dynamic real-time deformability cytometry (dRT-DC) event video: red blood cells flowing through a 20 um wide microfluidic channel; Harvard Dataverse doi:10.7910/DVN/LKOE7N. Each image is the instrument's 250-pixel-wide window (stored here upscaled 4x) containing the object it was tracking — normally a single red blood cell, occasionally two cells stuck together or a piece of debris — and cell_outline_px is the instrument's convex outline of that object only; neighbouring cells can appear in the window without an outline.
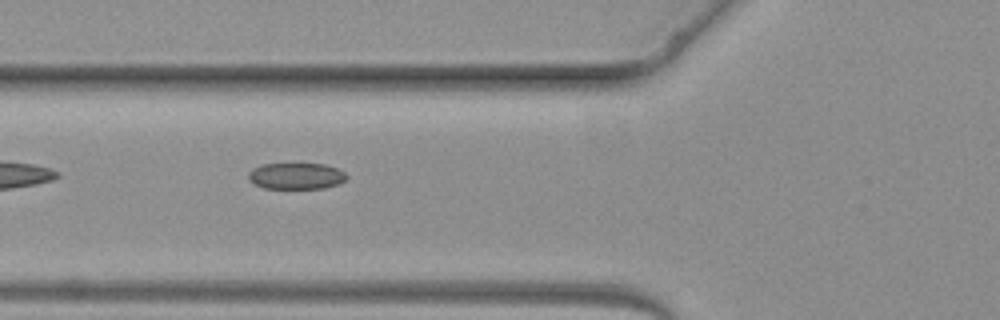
{"species": "common noctule bat (a hibernating species)", "species_latin": "Nyctalus noctula", "temperature_condition": "warm", "stored_images_in_passage": 3, "camera_frame_rate_fps": 3000, "um_per_image_px": 0.085, "animal": {"sex": "female", "body_mass_g": 19.3, "forearm_length_mm": 54.1}, "frame": {"image": 1, "passage_image": 3, "time_ms": 3.333, "image_size_px": [1000, 320], "cell_outline_px": [[348, 176], [340, 184], [324, 188], [264, 188], [248, 180], [248, 172], [252, 168], [264, 164], [324, 164], [336, 168], [344, 172]], "centroid_in_image_um": [25.17, 14.96], "position_along_channel_um": 100.6, "area_um2": 15.03}}